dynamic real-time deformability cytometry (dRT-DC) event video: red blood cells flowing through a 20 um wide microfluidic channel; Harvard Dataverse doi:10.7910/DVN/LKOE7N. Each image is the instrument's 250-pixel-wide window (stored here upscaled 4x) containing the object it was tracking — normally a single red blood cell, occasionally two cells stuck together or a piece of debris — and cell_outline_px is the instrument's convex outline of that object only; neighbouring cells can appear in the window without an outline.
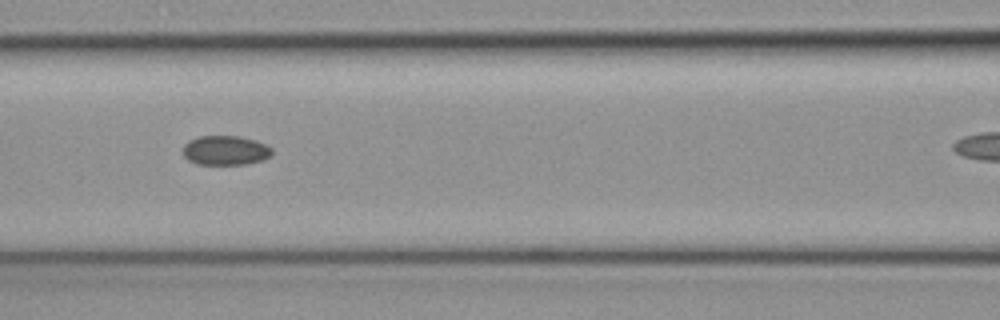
{"species": "common noctule bat (a hibernating species)", "species_latin": "Nyctalus noctula", "temperature_condition": "cold", "stored_images_in_passage": 7, "segment_of_instrument_passage": [1, 2], "camera_frame_rate_fps": 3000, "um_per_image_px": 0.085, "animal": {"sex": "female", "body_mass_g": 19.3, "forearm_length_mm": 54.1}, "frame": {"image": 1, "passage_image": 5, "time_ms": 1.333, "image_size_px": [1000, 320], "cell_outline_px": [[272, 152], [264, 160], [244, 164], [196, 164], [188, 160], [184, 156], [184, 144], [188, 140], [200, 136], [240, 136], [264, 144], [272, 148]], "centroid_in_image_um": [19.13, 12.78], "position_along_channel_um": 147.5, "area_um2": 15.14}}
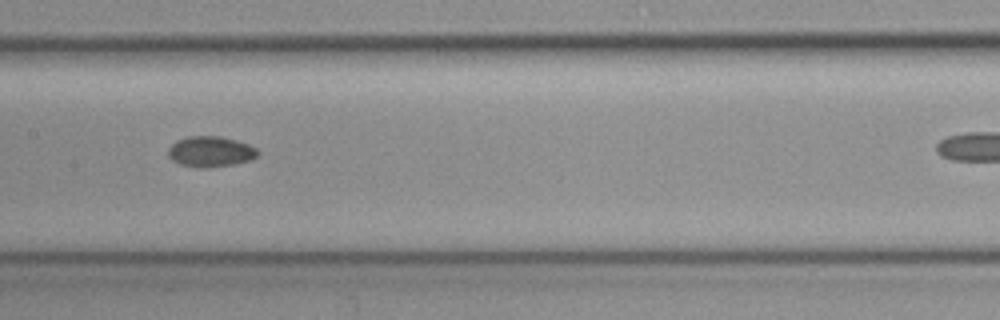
{"frame": {"image": 2, "passage_image": 6, "time_ms": 1.667, "image_size_px": [1000, 320], "cell_outline_px": [[260, 152], [256, 156], [248, 160], [232, 164], [208, 168], [200, 168], [180, 164], [172, 160], [168, 156], [168, 148], [176, 140], [188, 136], [220, 136], [236, 140], [248, 144], [256, 148]], "centroid_in_image_um": [17.86, 12.88], "position_along_channel_um": 189.5, "area_um2": 15.95}}